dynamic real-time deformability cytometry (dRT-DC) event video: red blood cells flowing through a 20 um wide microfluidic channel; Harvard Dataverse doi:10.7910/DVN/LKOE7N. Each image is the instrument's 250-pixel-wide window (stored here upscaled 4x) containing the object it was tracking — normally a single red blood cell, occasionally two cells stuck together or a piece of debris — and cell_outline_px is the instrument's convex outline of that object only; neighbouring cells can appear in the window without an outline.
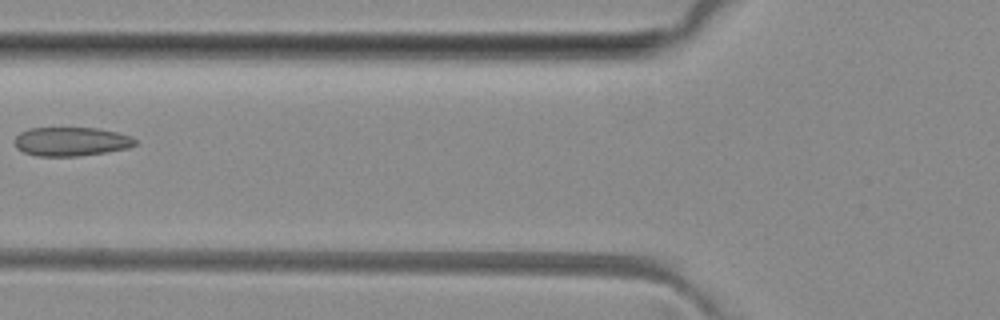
{"species": "common noctule bat (a hibernating species)", "species_latin": "Nyctalus noctula", "temperature_condition": "room temperature", "stored_images_in_passage": 8, "camera_frame_rate_fps": 3000, "um_per_image_px": 0.085, "animal": {"sex": "female", "body_mass_g": 29.2, "forearm_length_mm": 56.3}, "frame": {"image": 1, "passage_image": 6, "time_ms": 6.0, "image_size_px": [1000, 320], "cell_outline_px": [[136, 144], [128, 148], [104, 152], [76, 156], [36, 156], [24, 152], [16, 148], [16, 136], [20, 132], [28, 128], [96, 128], [116, 132], [132, 136], [136, 140]], "centroid_in_image_um": [6.04, 12.03], "position_along_channel_um": 119.8, "area_um2": 20.17}}
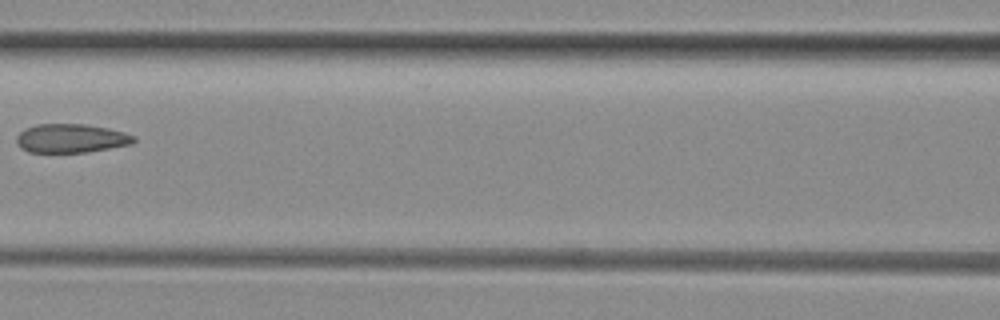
{"frame": {"image": 2, "passage_image": 7, "time_ms": 7.0, "image_size_px": [1000, 320], "cell_outline_px": [[136, 140], [132, 144], [88, 152], [28, 152], [20, 148], [16, 140], [16, 136], [20, 132], [36, 124], [88, 124], [108, 128], [124, 132], [136, 136]], "centroid_in_image_um": [6.06, 11.76], "position_along_channel_um": 160.5, "area_um2": 19.77}}
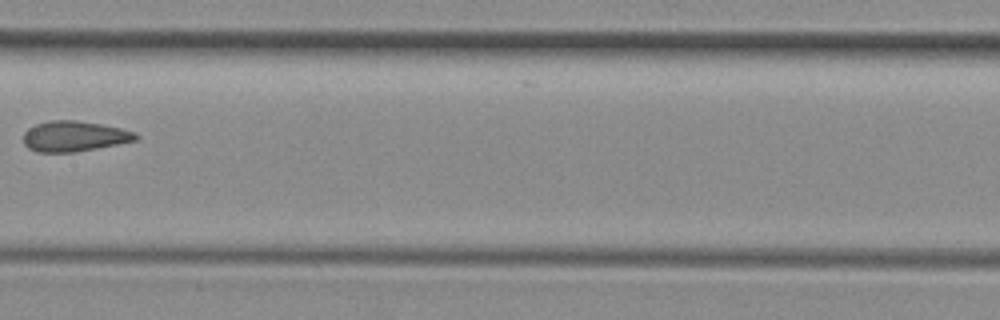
{"frame": {"image": 3, "passage_image": 8, "time_ms": 8.0, "image_size_px": [1000, 320], "cell_outline_px": [[140, 136], [136, 140], [96, 148], [72, 152], [36, 152], [28, 148], [24, 144], [24, 132], [28, 128], [36, 124], [48, 120], [76, 120], [100, 124], [120, 128], [136, 132]], "centroid_in_image_um": [6.29, 11.57], "position_along_channel_um": 201.1, "area_um2": 19.88}}